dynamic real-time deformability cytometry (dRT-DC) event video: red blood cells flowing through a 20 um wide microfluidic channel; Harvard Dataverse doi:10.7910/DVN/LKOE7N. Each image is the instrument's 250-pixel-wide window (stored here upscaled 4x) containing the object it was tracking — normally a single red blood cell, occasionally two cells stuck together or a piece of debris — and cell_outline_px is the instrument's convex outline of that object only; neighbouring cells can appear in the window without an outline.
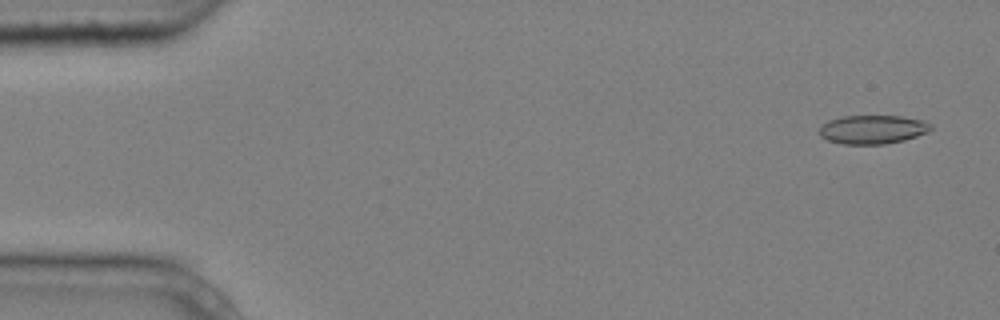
{"species": "common noctule bat (a hibernating species)", "species_latin": "Nyctalus noctula", "temperature_condition": "cold", "stored_images_in_passage": 4, "camera_frame_rate_fps": 3000, "um_per_image_px": 0.085, "animal": {"sex": "male", "body_mass_g": 20.4}, "frame": {"image": 1, "passage_image": 1, "time_ms": 0.0, "image_size_px": [1000, 320], "cell_outline_px": [[932, 128], [928, 132], [904, 140], [884, 144], [844, 144], [828, 140], [820, 136], [816, 132], [828, 120], [840, 116], [900, 116], [924, 120], [932, 124]], "centroid_in_image_um": [74.17, 11.0], "position_along_channel_um": 10.8, "area_um2": 18.79}}
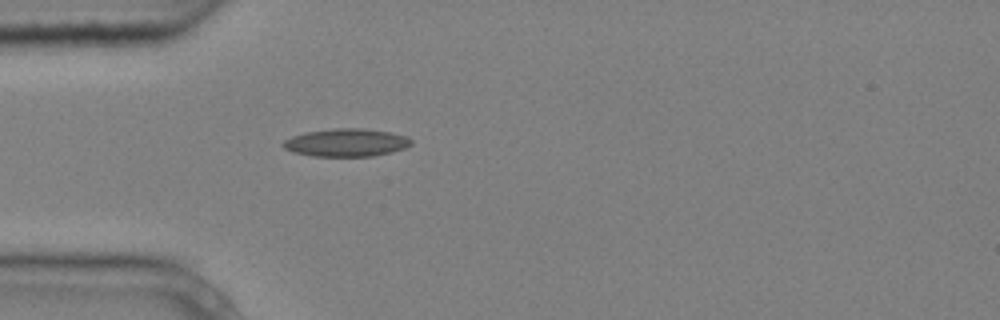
{"frame": {"image": 2, "passage_image": 4, "time_ms": 1.0, "image_size_px": [1000, 320], "cell_outline_px": [[412, 144], [404, 148], [392, 152], [372, 156], [312, 156], [292, 152], [284, 148], [280, 144], [284, 140], [292, 136], [308, 132], [336, 128], [364, 128], [392, 132], [408, 136], [412, 140]], "centroid_in_image_um": [29.45, 12.12], "position_along_channel_um": 55.5, "area_um2": 20.92}}